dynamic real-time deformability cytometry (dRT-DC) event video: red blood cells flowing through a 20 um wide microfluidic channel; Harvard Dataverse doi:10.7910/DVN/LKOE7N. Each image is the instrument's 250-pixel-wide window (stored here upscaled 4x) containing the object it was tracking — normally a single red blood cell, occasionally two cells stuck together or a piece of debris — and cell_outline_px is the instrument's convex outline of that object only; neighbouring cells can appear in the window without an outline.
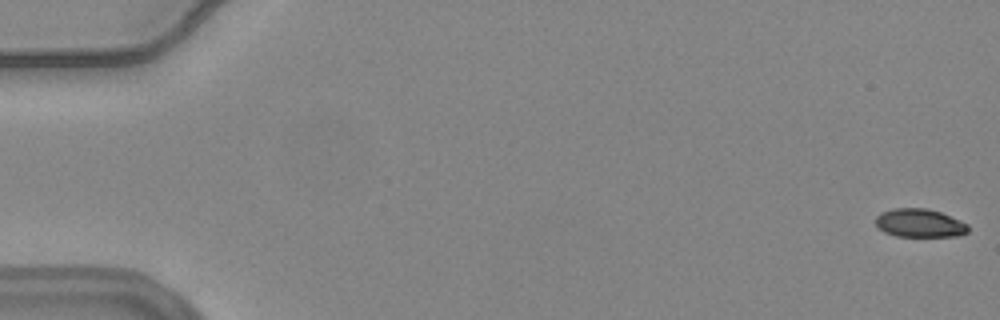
{"species": "common noctule bat (a hibernating species)", "species_latin": "Nyctalus noctula", "temperature_condition": "warm", "stored_images_in_passage": 57, "camera_frame_rate_fps": 3000, "um_per_image_px": 0.085, "animal": {"sex": "female", "body_mass_g": 24.6, "forearm_length_mm": 56.2}, "frame": {"image": 1, "passage_image": 1, "time_ms": 0.0, "image_size_px": [1000, 320], "cell_outline_px": [[968, 232], [956, 236], [896, 236], [884, 232], [876, 224], [876, 216], [880, 212], [892, 208], [928, 208], [940, 212], [960, 220], [968, 224]], "centroid_in_image_um": [78.16, 18.95], "position_along_channel_um": 6.8, "area_um2": 15.32}}
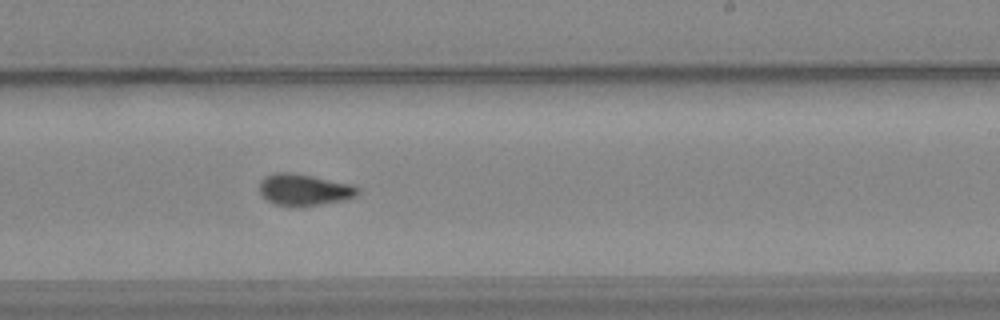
{"frame": {"image": 2, "passage_image": 35, "time_ms": 11.333, "image_size_px": [1000, 320], "cell_outline_px": [[360, 192], [356, 196], [344, 200], [300, 208], [288, 208], [276, 204], [268, 200], [260, 192], [260, 180], [264, 176], [276, 172], [288, 172], [312, 176], [352, 184], [360, 188]], "centroid_in_image_um": [25.86, 16.15], "position_along_channel_um": 263.1, "area_um2": 18.44}}
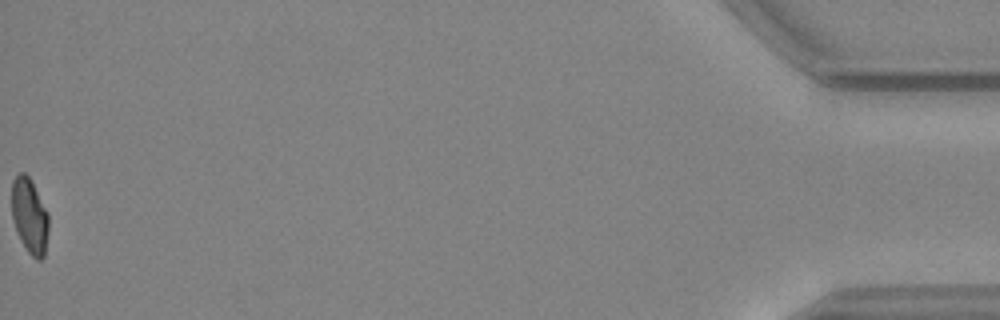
{"frame": {"image": 3, "passage_image": 57, "time_ms": 18.667, "image_size_px": [1000, 320], "cell_outline_px": [[48, 232], [44, 256], [40, 260], [36, 260], [28, 252], [20, 240], [12, 216], [12, 180], [20, 172], [24, 172], [32, 180], [48, 212]], "centroid_in_image_um": [2.52, 18.33], "position_along_channel_um": 432.7, "area_um2": 16.24}, "authors_computed_cell_mechanics": {"area_um2": 17.4556, "velocity_mm_per_s": 3.7092, "shape_relaxation_time_tau1_ms": 8.8458, "shape_relaxation_time_tau2_ms": 1.5481, "deformation_change_tau1": 0.2236, "deformation_change_tau2": 0.0665}}